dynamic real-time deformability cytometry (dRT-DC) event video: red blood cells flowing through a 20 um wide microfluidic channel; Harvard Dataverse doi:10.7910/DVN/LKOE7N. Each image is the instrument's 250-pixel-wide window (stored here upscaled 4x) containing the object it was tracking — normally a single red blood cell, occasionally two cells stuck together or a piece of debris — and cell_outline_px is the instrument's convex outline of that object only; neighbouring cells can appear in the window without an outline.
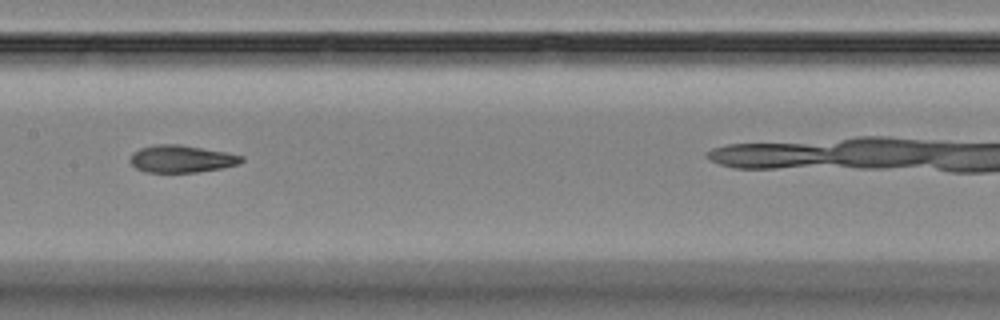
{"species": "Egyptian fruit bat (a non-hibernating species)", "species_latin": "Rousettus aegyptiacus", "temperature_condition": "room temperature", "stored_images_in_passage": 5, "camera_frame_rate_fps": 3000, "um_per_image_px": 0.085, "animal": {"sex": "female"}, "frame": {"image": 1, "passage_image": 5, "time_ms": 4.667, "image_size_px": [1000, 320], "cell_outline_px": [[244, 160], [240, 164], [220, 168], [196, 172], [144, 172], [136, 168], [128, 160], [132, 152], [140, 148], [156, 144], [180, 144], [224, 152], [244, 156]], "centroid_in_image_um": [15.39, 13.5], "position_along_channel_um": 192.0, "area_um2": 17.74}}